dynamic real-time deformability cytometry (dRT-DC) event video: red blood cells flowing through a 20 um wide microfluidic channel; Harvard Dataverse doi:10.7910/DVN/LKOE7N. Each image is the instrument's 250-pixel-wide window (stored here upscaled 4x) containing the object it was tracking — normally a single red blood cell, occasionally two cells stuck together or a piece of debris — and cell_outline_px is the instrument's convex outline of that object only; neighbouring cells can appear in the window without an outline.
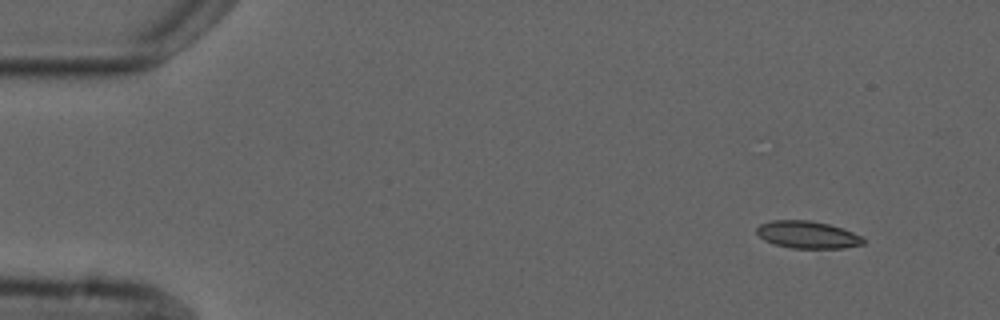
{"species": "common noctule bat (a hibernating species)", "species_latin": "Nyctalus noctula", "temperature_condition": "cold", "stored_images_in_passage": 4, "camera_frame_rate_fps": 3000, "um_per_image_px": 0.085, "animal": {"sex": "male", "forearm_length_mm": 52.5}, "frame": {"image": 1, "passage_image": 1, "time_ms": 0.0, "image_size_px": [1000, 320], "cell_outline_px": [[864, 244], [844, 248], [792, 248], [776, 244], [764, 240], [756, 232], [756, 228], [760, 224], [772, 220], [812, 220], [844, 228], [864, 236]], "centroid_in_image_um": [68.68, 19.94], "position_along_channel_um": 16.3, "area_um2": 17.11}}